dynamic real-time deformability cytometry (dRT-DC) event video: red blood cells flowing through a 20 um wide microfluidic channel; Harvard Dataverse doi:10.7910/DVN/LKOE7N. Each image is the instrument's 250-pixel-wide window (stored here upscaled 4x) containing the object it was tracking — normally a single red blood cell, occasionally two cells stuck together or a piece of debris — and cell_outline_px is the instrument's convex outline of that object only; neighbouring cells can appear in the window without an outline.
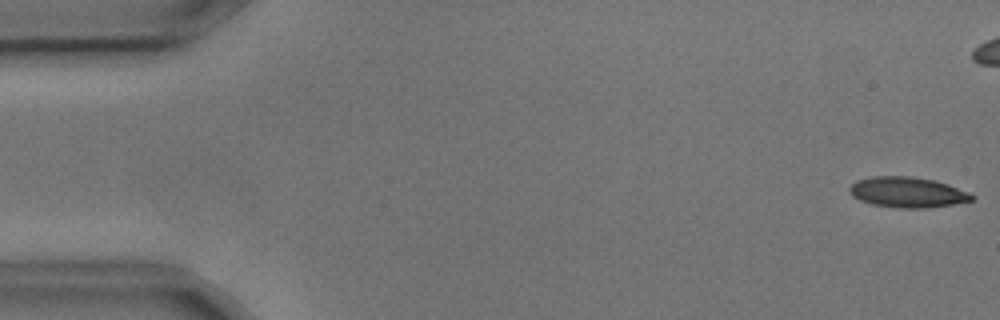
{"species": "common noctule bat (a hibernating species)", "species_latin": "Nyctalus noctula", "temperature_condition": "cold", "stored_images_in_passage": 5, "camera_frame_rate_fps": 3000, "um_per_image_px": 0.085, "animal": {"sex": "male", "body_mass_g": 17.9, "forearm_length_mm": 54.2}, "frame": {"image": 1, "passage_image": 1, "time_ms": 0.0, "image_size_px": [1000, 320], "cell_outline_px": [[976, 196], [972, 200], [952, 204], [928, 208], [896, 208], [872, 204], [860, 200], [852, 196], [848, 188], [856, 180], [872, 176], [908, 176], [932, 180], [948, 184], [972, 192]], "centroid_in_image_um": [77.15, 16.34], "position_along_channel_um": 7.9, "area_um2": 21.85}}